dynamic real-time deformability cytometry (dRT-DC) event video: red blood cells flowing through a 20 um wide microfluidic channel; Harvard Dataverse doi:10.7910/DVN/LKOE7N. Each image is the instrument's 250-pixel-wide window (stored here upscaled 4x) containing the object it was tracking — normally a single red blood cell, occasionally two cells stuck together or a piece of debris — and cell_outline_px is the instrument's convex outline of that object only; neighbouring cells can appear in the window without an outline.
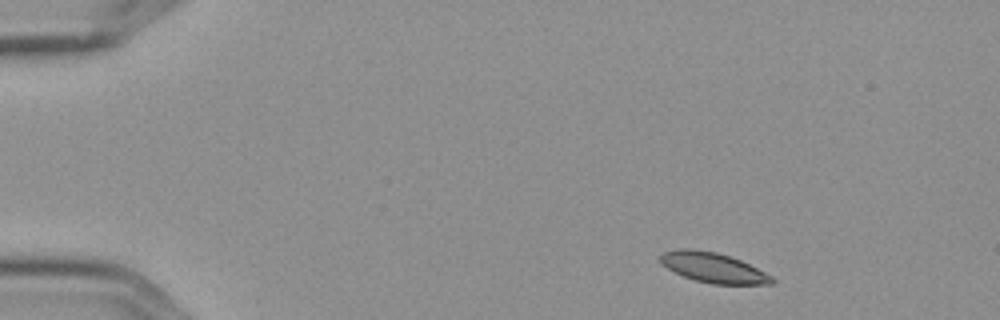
{"species": "Egyptian fruit bat (a non-hibernating species)", "species_latin": "Rousettus aegyptiacus", "temperature_condition": "cold", "stored_images_in_passage": 7, "camera_frame_rate_fps": 3000, "um_per_image_px": 0.085, "frame": {"image": 1, "passage_image": 1, "time_ms": 0.0, "image_size_px": [1000, 320], "cell_outline_px": [[776, 280], [772, 284], [712, 284], [696, 280], [684, 276], [660, 264], [660, 256], [664, 252], [680, 248], [688, 248], [716, 252], [740, 260], [772, 276]], "centroid_in_image_um": [60.62, 22.75], "position_along_channel_um": 24.4, "area_um2": 19.25}}
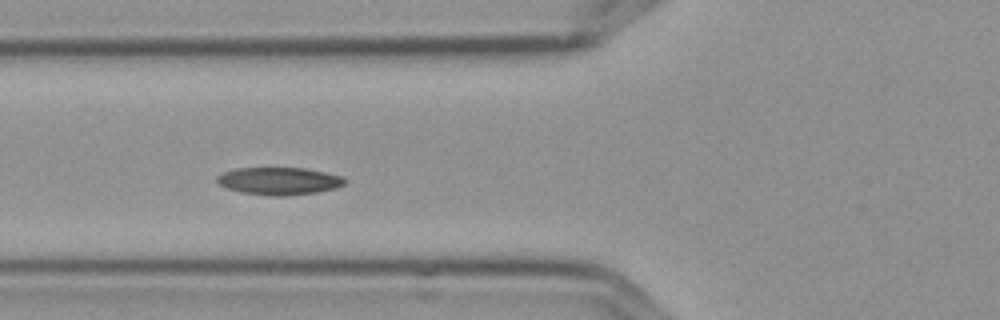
{"frame": {"image": 2, "passage_image": 5, "time_ms": 1.333, "image_size_px": [1000, 320], "cell_outline_px": [[348, 180], [344, 184], [336, 188], [316, 192], [288, 196], [272, 196], [244, 192], [228, 188], [220, 184], [216, 180], [216, 176], [224, 172], [236, 168], [304, 168], [328, 172], [344, 176]], "centroid_in_image_um": [23.79, 15.38], "position_along_channel_um": 102.0, "area_um2": 20.52}}
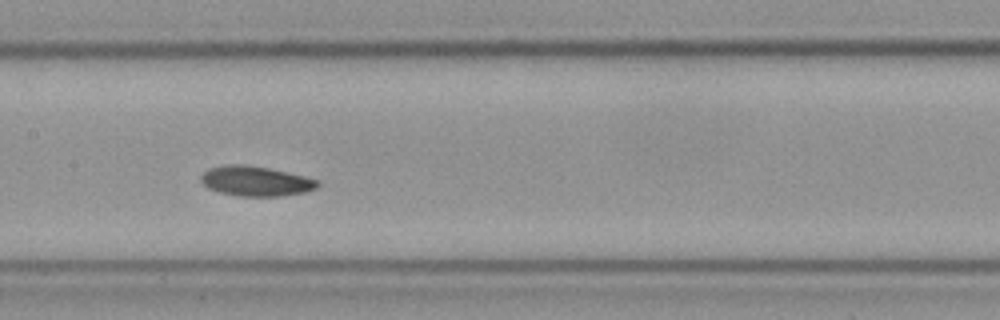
{"frame": {"image": 3, "passage_image": 7, "time_ms": 2.0, "image_size_px": [1000, 320], "cell_outline_px": [[320, 184], [316, 188], [304, 192], [280, 196], [236, 196], [220, 192], [208, 188], [200, 180], [200, 176], [208, 168], [224, 164], [244, 164], [268, 168], [304, 176], [320, 180]], "centroid_in_image_um": [21.72, 15.39], "position_along_channel_um": 185.7, "area_um2": 20.4}}